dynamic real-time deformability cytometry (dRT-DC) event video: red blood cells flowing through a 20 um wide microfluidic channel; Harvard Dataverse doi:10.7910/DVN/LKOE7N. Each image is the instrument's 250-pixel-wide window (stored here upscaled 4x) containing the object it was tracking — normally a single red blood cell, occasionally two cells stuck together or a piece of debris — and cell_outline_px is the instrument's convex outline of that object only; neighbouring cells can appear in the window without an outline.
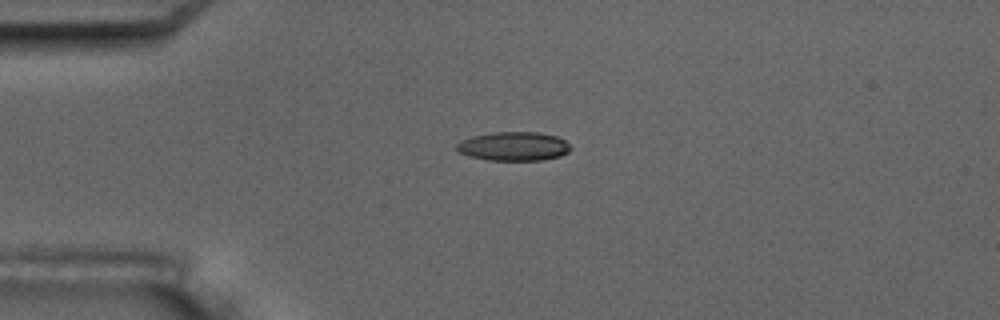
{"species": "common noctule bat (a hibernating species)", "species_latin": "Nyctalus noctula", "temperature_condition": "room temperature", "stored_images_in_passage": 6, "camera_frame_rate_fps": 3000, "um_per_image_px": 0.085, "animal": {"sex": "male", "body_mass_g": 17.5, "forearm_length_mm": 52.3}, "frame": {"image": 1, "passage_image": 5, "time_ms": 4.333, "image_size_px": [1000, 320], "cell_outline_px": [[572, 148], [568, 152], [560, 156], [544, 160], [488, 160], [472, 156], [460, 152], [456, 148], [456, 144], [460, 140], [472, 136], [492, 132], [536, 132], [556, 136], [564, 140]], "centroid_in_image_um": [43.67, 12.43], "position_along_channel_um": 41.3, "area_um2": 19.13}}